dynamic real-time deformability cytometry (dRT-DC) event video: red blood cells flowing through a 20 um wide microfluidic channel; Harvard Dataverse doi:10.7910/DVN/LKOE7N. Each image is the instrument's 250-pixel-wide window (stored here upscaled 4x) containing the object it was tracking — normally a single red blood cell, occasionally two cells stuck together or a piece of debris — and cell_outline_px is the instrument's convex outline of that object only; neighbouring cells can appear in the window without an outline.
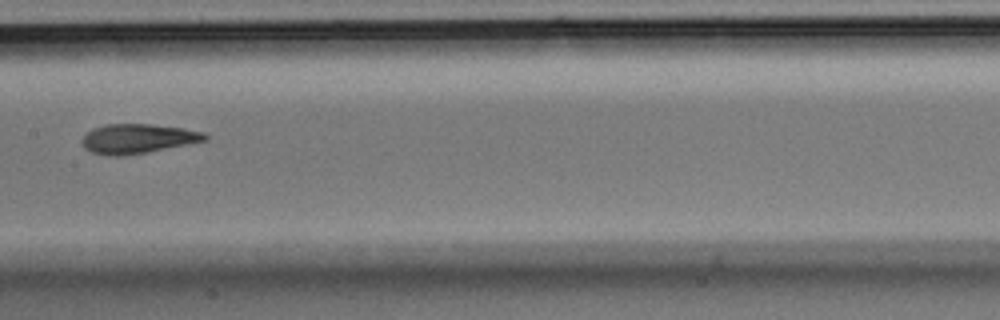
{"species": "Egyptian fruit bat (a non-hibernating species)", "species_latin": "Rousettus aegyptiacus", "temperature_condition": "room temperature", "stored_images_in_passage": 6, "camera_frame_rate_fps": 3000, "um_per_image_px": 0.085, "animal": {"sex": "male"}, "frame": {"image": 1, "passage_image": 6, "time_ms": 1.667, "image_size_px": [1000, 320], "cell_outline_px": [[208, 140], [124, 156], [108, 156], [92, 152], [84, 148], [80, 144], [80, 140], [92, 128], [104, 124], [152, 124], [184, 128], [204, 132], [208, 136]], "centroid_in_image_um": [11.67, 11.78], "position_along_channel_um": 195.7, "area_um2": 21.21}}